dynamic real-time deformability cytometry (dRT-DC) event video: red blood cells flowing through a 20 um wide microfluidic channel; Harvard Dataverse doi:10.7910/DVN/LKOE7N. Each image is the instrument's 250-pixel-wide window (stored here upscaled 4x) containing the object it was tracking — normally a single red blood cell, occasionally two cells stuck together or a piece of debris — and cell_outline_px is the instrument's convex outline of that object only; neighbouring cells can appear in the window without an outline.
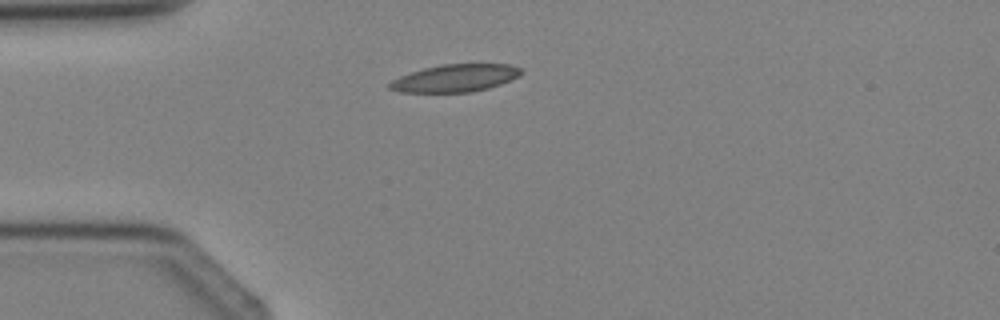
{"species": "Egyptian fruit bat (a non-hibernating species)", "species_latin": "Rousettus aegyptiacus", "temperature_condition": "cold", "stored_images_in_passage": 2, "camera_frame_rate_fps": 3000, "um_per_image_px": 0.085, "animal": {"sex": "female"}, "frame": {"image": 1, "passage_image": 2, "time_ms": 1.333, "image_size_px": [1000, 320], "cell_outline_px": [[524, 72], [520, 76], [500, 84], [488, 88], [472, 92], [400, 92], [388, 88], [388, 84], [392, 80], [400, 76], [424, 68], [444, 64], [512, 64], [520, 68]], "centroid_in_image_um": [38.72, 6.64], "position_along_channel_um": 46.3, "area_um2": 21.04}}